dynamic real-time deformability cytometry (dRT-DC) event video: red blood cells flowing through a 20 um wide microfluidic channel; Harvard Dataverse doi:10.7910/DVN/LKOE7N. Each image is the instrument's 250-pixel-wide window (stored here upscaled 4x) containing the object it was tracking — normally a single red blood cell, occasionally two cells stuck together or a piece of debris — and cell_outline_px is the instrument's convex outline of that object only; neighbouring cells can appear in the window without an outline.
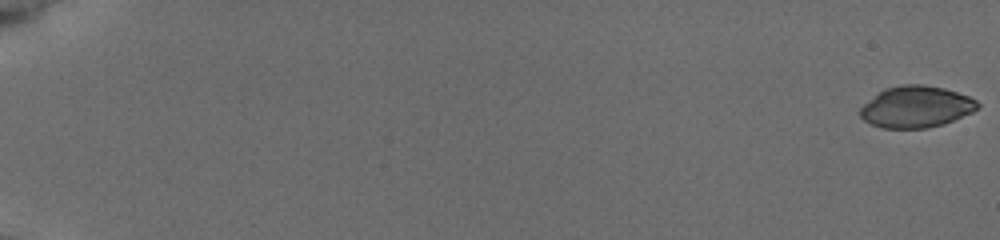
{"species": "common noctule bat (a hibernating species)", "species_latin": "Nyctalus noctula", "temperature_condition": "cold", "stored_images_in_passage": 57, "camera_frame_rate_fps": 3000, "um_per_image_px": 0.085, "animal": {"sex": "female", "body_mass_g": 19.5, "forearm_length_mm": 54.1}, "frame": {"image": 1, "passage_image": 1, "time_ms": 0.0, "image_size_px": [1000, 240], "cell_outline_px": [[980, 104], [972, 112], [944, 124], [928, 128], [880, 128], [864, 120], [860, 116], [860, 108], [864, 104], [884, 88], [904, 84], [924, 84], [944, 88], [968, 96], [976, 100]], "centroid_in_image_um": [77.86, 9.08], "position_along_channel_um": 7.1, "area_um2": 28.32}}
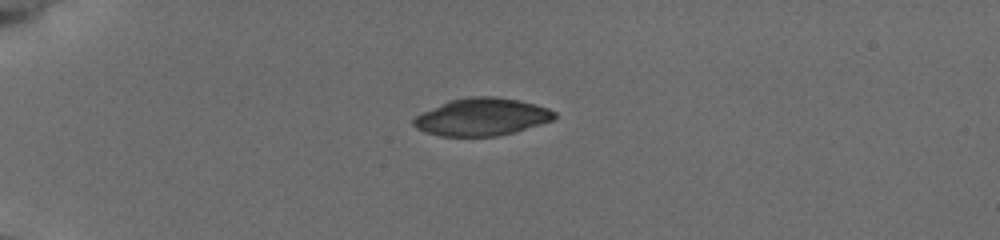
{"frame": {"image": 2, "passage_image": 17, "time_ms": 5.333, "image_size_px": [1000, 240], "cell_outline_px": [[556, 120], [512, 132], [496, 136], [440, 136], [424, 132], [416, 128], [412, 124], [412, 120], [416, 116], [448, 100], [472, 96], [496, 96], [520, 100], [536, 104], [548, 108], [556, 112]], "centroid_in_image_um": [40.97, 9.93], "position_along_channel_um": 44.0, "area_um2": 30.87}}
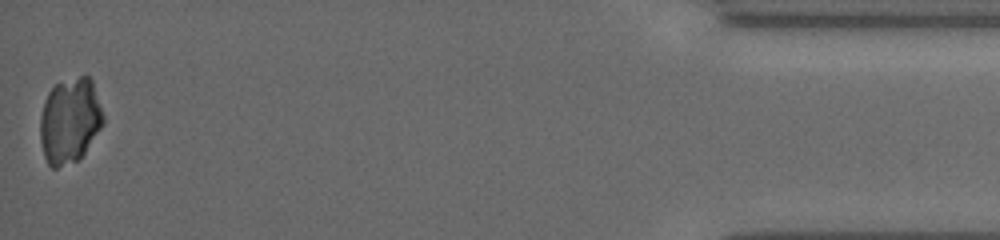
{"frame": {"image": 3, "passage_image": 57, "time_ms": 18.667, "image_size_px": [1000, 240], "cell_outline_px": [[104, 124], [84, 152], [76, 160], [56, 168], [52, 168], [48, 164], [44, 156], [40, 140], [40, 116], [44, 100], [48, 92], [56, 84], [80, 76], [88, 76], [92, 80], [104, 116]], "centroid_in_image_um": [5.92, 10.25], "position_along_channel_um": 429.3, "area_um2": 31.21}}